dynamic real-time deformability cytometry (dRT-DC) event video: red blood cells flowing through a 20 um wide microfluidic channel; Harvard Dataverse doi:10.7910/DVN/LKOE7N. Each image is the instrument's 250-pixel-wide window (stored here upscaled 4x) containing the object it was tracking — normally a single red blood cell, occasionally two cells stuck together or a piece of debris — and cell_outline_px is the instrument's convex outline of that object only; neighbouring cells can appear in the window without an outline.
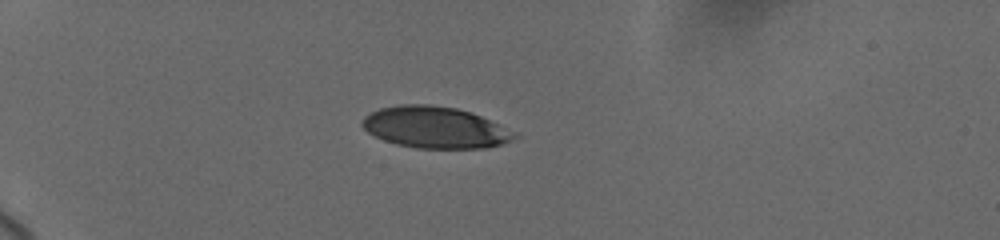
{"species": "human", "species_latin": "Homo sapiens", "temperature_condition": "cold", "stored_images_in_passage": 39, "camera_frame_rate_fps": 3000, "um_per_image_px": 0.085, "donor": {"sex": "female"}, "frame": {"image": 1, "passage_image": 1, "time_ms": 0.0, "image_size_px": [1000, 240], "cell_outline_px": [[520, 136], [512, 140], [500, 144], [484, 148], [416, 148], [396, 144], [384, 140], [368, 132], [360, 124], [364, 116], [380, 108], [400, 104], [432, 104], [456, 108], [472, 112], [516, 132]], "centroid_in_image_um": [36.98, 10.82], "position_along_channel_um": 48.0, "area_um2": 36.88}}
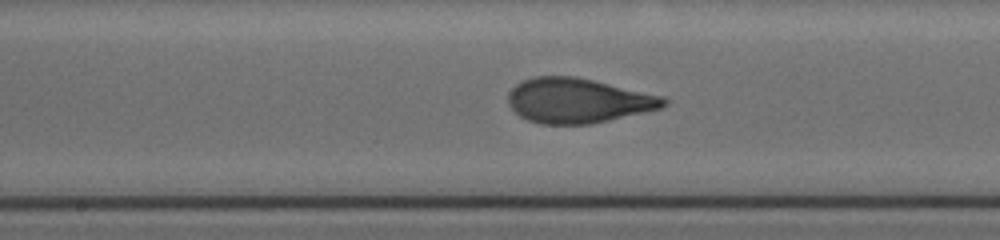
{"frame": {"image": 2, "passage_image": 16, "time_ms": 5.333, "image_size_px": [1000, 240], "cell_outline_px": [[668, 104], [660, 108], [644, 112], [592, 124], [540, 124], [528, 120], [520, 116], [508, 104], [508, 92], [516, 84], [524, 80], [536, 76], [576, 76], [664, 96], [668, 100]], "centroid_in_image_um": [49.13, 8.55], "position_along_channel_um": 199.1, "area_um2": 40.63}}
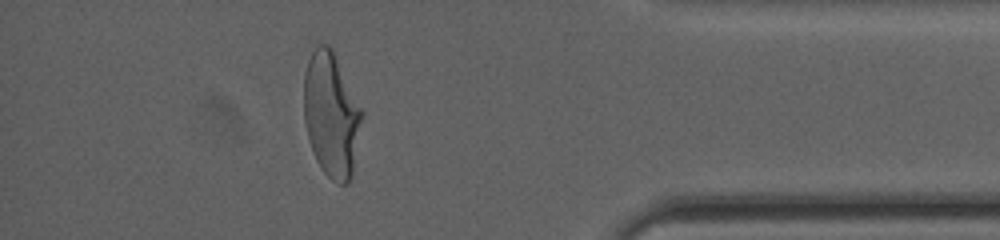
{"frame": {"image": 3, "passage_image": 34, "time_ms": 11.667, "image_size_px": [1000, 240], "cell_outline_px": [[364, 116], [352, 176], [348, 184], [340, 184], [332, 180], [324, 172], [316, 160], [308, 136], [304, 120], [304, 72], [308, 60], [316, 44], [328, 44], [332, 48], [364, 112]], "centroid_in_image_um": [28.18, 9.74], "position_along_channel_um": 407.0, "area_um2": 42.48}, "authors_computed_cell_mechanics": {"area_um2": 40.171, "velocity_mm_per_s": 3.6747, "shape_relaxation_time_tau1_ms": 3.7084, "shape_relaxation_time_tau2_ms": 0.6603, "deformation_change_tau1": 0.1944, "deformation_change_tau2": 0.0826}}